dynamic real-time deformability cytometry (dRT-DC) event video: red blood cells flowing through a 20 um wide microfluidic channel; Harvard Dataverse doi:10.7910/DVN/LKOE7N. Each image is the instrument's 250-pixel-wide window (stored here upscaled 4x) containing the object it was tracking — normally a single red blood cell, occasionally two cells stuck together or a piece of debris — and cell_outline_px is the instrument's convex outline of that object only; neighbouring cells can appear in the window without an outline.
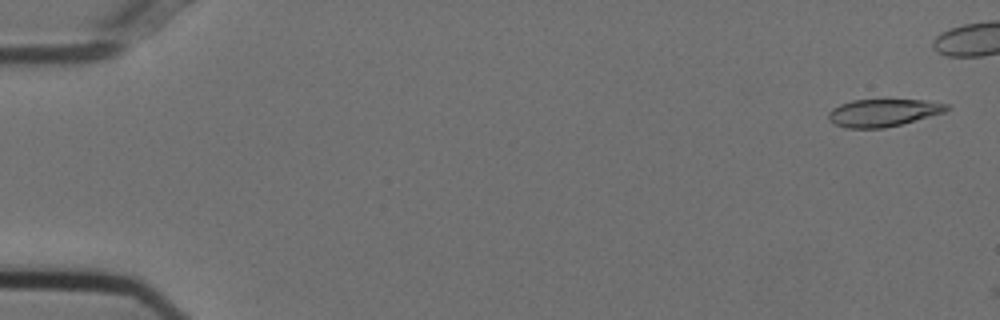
{"species": "Egyptian fruit bat (a non-hibernating species)", "species_latin": "Rousettus aegyptiacus", "temperature_condition": "cold", "stored_images_in_passage": 3, "camera_frame_rate_fps": 3000, "um_per_image_px": 0.085, "animal": {"sex": "female"}, "frame": {"image": 1, "passage_image": 2, "time_ms": 0.333, "image_size_px": [1000, 320], "cell_outline_px": [[948, 108], [944, 112], [900, 124], [884, 128], [844, 128], [828, 120], [828, 112], [832, 108], [840, 104], [852, 100], [924, 100], [948, 104]], "centroid_in_image_um": [75.01, 9.58], "position_along_channel_um": 10.0, "area_um2": 18.73}}